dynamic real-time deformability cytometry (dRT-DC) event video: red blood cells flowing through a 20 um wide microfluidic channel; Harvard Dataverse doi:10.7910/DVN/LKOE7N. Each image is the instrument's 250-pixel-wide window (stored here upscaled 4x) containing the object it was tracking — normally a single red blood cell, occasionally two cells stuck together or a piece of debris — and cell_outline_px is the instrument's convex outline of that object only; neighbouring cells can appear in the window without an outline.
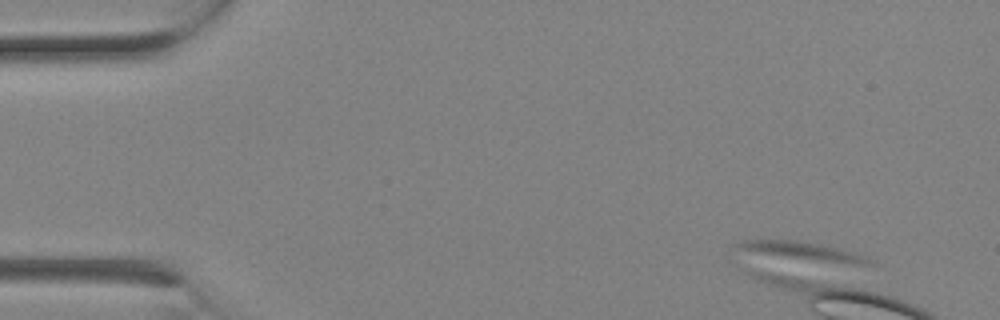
{"species": "Egyptian fruit bat (a non-hibernating species)", "species_latin": "Rousettus aegyptiacus", "temperature_condition": "room temperature", "stored_images_in_passage": 4, "camera_frame_rate_fps": 3000, "um_per_image_px": 0.085, "animal": {"sex": "female"}, "frame": {"image": 1, "passage_image": 4, "time_ms": 1.0, "image_size_px": [1000, 320], "cell_outline_px": [[876, 264], [852, 264], [732, 248], [732, 244], [740, 240], [756, 236], [800, 240], [820, 244], [852, 252], [864, 256], [872, 260]], "centroid_in_image_um": [68.05, 21.24], "position_along_channel_um": 17.0, "area_um2": 13.76}}